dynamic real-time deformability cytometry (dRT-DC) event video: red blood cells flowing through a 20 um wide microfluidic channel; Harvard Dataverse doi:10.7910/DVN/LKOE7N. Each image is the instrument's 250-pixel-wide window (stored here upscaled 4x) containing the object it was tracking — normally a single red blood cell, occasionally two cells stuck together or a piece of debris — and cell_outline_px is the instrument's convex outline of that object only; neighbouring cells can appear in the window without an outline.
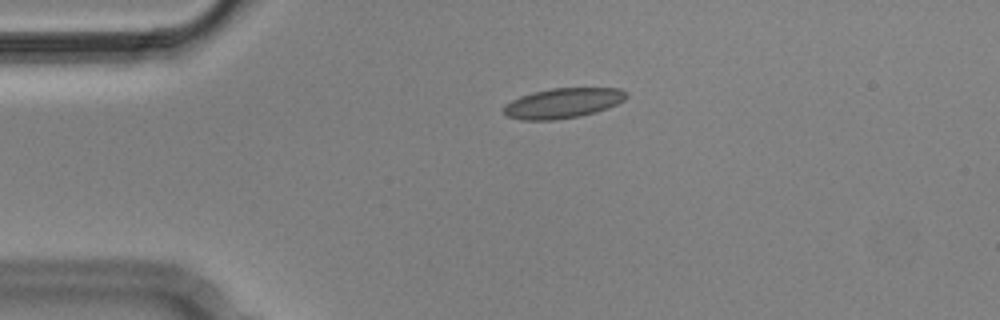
{"species": "Egyptian fruit bat (a non-hibernating species)", "species_latin": "Rousettus aegyptiacus", "temperature_condition": "cold", "stored_images_in_passage": 3, "camera_frame_rate_fps": 3000, "um_per_image_px": 0.085, "animal": {"sex": "male"}, "frame": {"image": 1, "passage_image": 1, "time_ms": 0.0, "image_size_px": [1000, 320], "cell_outline_px": [[628, 96], [624, 100], [608, 108], [596, 112], [580, 116], [552, 120], [520, 120], [508, 116], [504, 112], [504, 104], [520, 96], [532, 92], [552, 88], [620, 88], [628, 92]], "centroid_in_image_um": [47.86, 8.76], "position_along_channel_um": 37.1, "area_um2": 21.56}}